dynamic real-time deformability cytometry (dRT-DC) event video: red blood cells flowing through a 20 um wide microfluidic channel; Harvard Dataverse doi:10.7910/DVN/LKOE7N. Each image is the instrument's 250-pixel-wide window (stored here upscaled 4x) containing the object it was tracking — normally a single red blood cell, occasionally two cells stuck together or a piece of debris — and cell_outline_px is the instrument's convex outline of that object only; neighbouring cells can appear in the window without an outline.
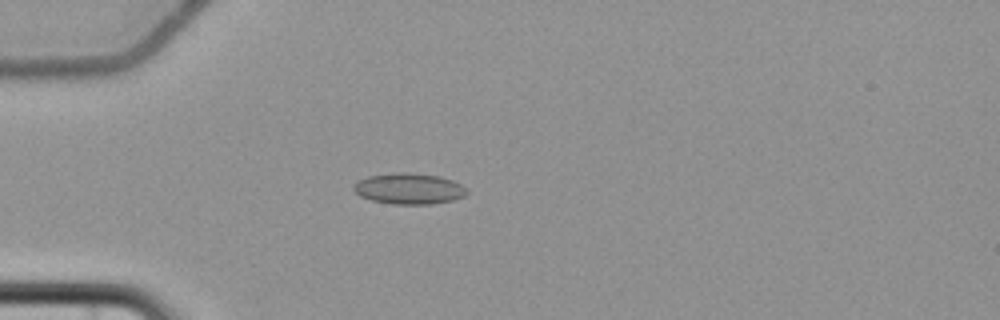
{"species": "common noctule bat (a hibernating species)", "species_latin": "Nyctalus noctula", "temperature_condition": "cold", "stored_images_in_passage": 5, "camera_frame_rate_fps": 3000, "um_per_image_px": 0.085, "animal": {"sex": "female", "body_mass_g": 22.7, "forearm_length_mm": 54.2}, "frame": {"image": 1, "passage_image": 5, "time_ms": 5.0, "image_size_px": [1000, 320], "cell_outline_px": [[468, 192], [464, 196], [452, 200], [432, 204], [392, 204], [372, 200], [360, 196], [352, 188], [352, 184], [368, 176], [400, 172], [408, 172], [440, 176], [452, 180], [468, 188]], "centroid_in_image_um": [34.77, 16.03], "position_along_channel_um": 50.2, "area_um2": 20.46}}